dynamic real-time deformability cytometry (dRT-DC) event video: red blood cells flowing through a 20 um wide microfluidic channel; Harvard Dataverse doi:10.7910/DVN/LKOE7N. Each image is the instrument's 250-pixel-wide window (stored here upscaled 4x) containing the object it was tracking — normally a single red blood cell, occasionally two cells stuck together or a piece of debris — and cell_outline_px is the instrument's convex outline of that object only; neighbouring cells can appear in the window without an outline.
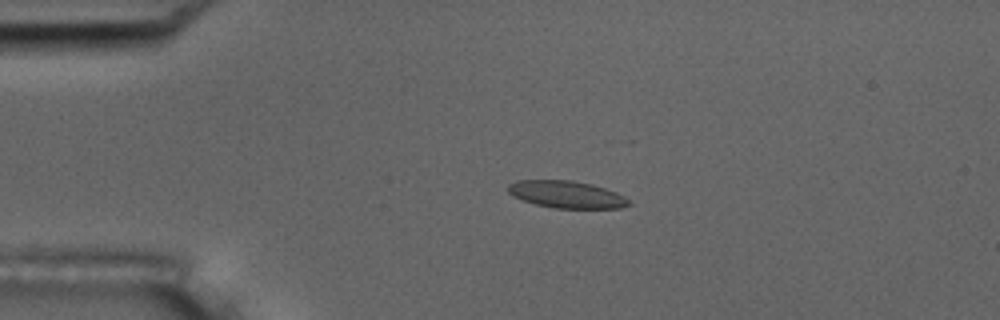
{"species": "common noctule bat (a hibernating species)", "species_latin": "Nyctalus noctula", "temperature_condition": "room temperature", "stored_images_in_passage": 38, "camera_frame_rate_fps": 3000, "um_per_image_px": 0.085, "animal": {"sex": "male", "body_mass_g": 17.5, "forearm_length_mm": 52.3}, "frame": {"image": 1, "passage_image": 12, "time_ms": 3.667, "image_size_px": [1000, 320], "cell_outline_px": [[632, 204], [620, 208], [556, 208], [536, 204], [512, 196], [508, 192], [508, 184], [516, 180], [572, 180], [592, 184], [616, 192], [624, 196]], "centroid_in_image_um": [48.15, 16.52], "position_along_channel_um": 36.8, "area_um2": 19.07}}
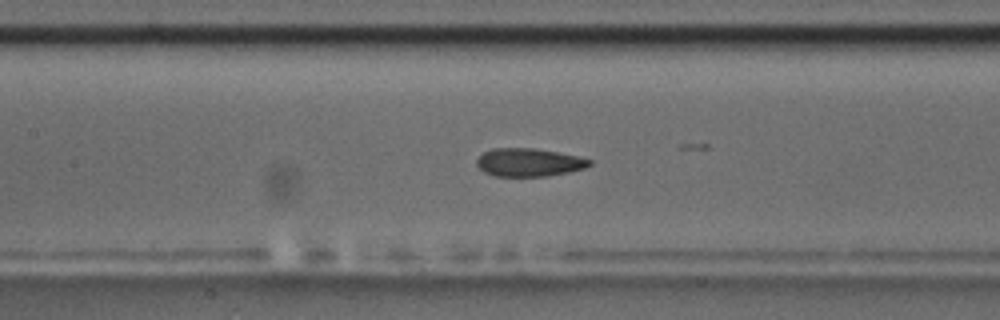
{"frame": {"image": 2, "passage_image": 25, "time_ms": 8.0, "image_size_px": [1000, 320], "cell_outline_px": [[592, 164], [584, 168], [568, 172], [544, 176], [496, 176], [484, 172], [476, 164], [476, 160], [484, 152], [492, 148], [536, 148], [576, 156], [592, 160]], "centroid_in_image_um": [44.94, 13.8], "position_along_channel_um": 162.5, "area_um2": 18.32}}